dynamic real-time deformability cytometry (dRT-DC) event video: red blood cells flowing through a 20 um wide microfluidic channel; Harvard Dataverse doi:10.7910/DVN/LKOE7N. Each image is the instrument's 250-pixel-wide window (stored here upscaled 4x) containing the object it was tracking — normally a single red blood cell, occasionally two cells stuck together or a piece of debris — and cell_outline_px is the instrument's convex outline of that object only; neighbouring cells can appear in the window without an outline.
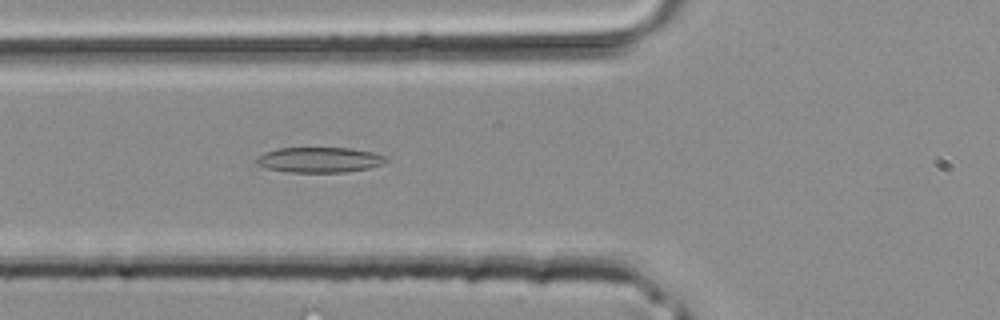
{"species": "common noctule bat (a hibernating species)", "species_latin": "Nyctalus noctula", "temperature_condition": "room temperature", "stored_images_in_passage": 38, "camera_frame_rate_fps": 3000, "um_per_image_px": 0.085, "animal": {"sex": "male", "body_mass_g": 20.4}, "frame": {"image": 1, "passage_image": 14, "time_ms": 4.333, "image_size_px": [1000, 320], "cell_outline_px": [[388, 160], [384, 164], [368, 168], [344, 172], [288, 172], [268, 168], [256, 164], [256, 160], [264, 152], [276, 148], [352, 148], [372, 152], [388, 156]], "centroid_in_image_um": [27.19, 13.58], "position_along_channel_um": 98.6, "area_um2": 19.13}}
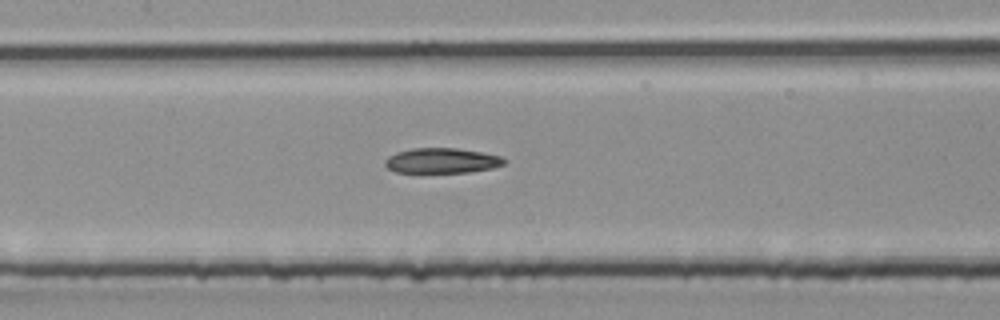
{"frame": {"image": 2, "passage_image": 18, "time_ms": 5.667, "image_size_px": [1000, 320], "cell_outline_px": [[508, 160], [504, 164], [492, 168], [468, 172], [396, 172], [388, 168], [384, 164], [384, 160], [388, 156], [396, 152], [412, 148], [456, 148], [480, 152], [500, 156]], "centroid_in_image_um": [37.54, 13.65], "position_along_channel_um": 169.9, "area_um2": 17.4}}
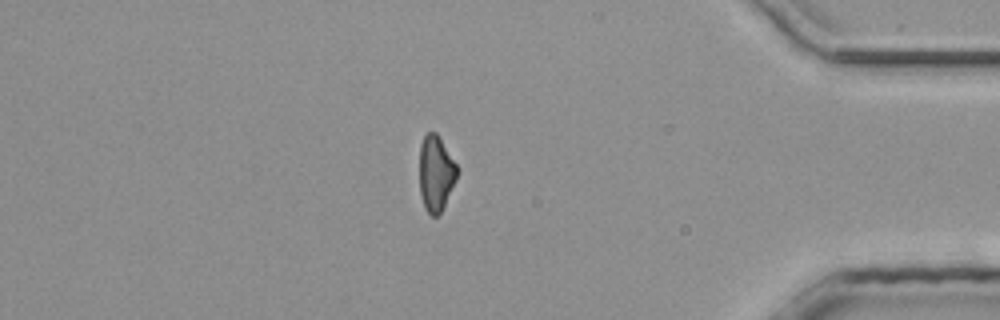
{"frame": {"image": 3, "passage_image": 33, "time_ms": 10.667, "image_size_px": [1000, 320], "cell_outline_px": [[456, 180], [440, 212], [436, 216], [432, 216], [424, 208], [420, 192], [420, 144], [424, 136], [428, 132], [436, 132], [456, 164]], "centroid_in_image_um": [37.02, 14.72], "position_along_channel_um": 398.2, "area_um2": 16.18}}